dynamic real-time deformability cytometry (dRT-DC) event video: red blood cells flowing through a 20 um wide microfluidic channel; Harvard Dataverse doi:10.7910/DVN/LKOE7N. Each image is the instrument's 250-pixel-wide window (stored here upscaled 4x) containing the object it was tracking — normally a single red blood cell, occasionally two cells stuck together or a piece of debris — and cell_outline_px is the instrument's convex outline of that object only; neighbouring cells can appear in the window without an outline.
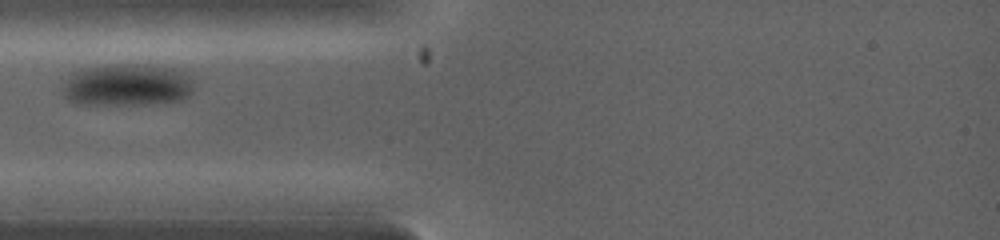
{"species": "common noctule bat (a hibernating species)", "species_latin": "Nyctalus noctula", "temperature_condition": "warm", "stored_images_in_passage": 6, "camera_frame_rate_fps": 5000, "um_per_image_px": 0.085, "animal": {"sex": "female", "body_mass_g": 19.0, "forearm_length_mm": 53.3}, "frame": {"image": 1, "passage_image": 1, "time_ms": 0.0, "image_size_px": [1000, 240], "cell_outline_px": [[192, 92], [188, 96], [180, 100], [144, 104], [76, 104], [68, 100], [64, 96], [64, 84], [68, 76], [72, 72], [80, 68], [116, 64], [148, 64], [172, 68], [184, 72], [192, 80]], "centroid_in_image_um": [10.78, 7.21], "position_along_channel_um": 74.2, "area_um2": 32.37}}
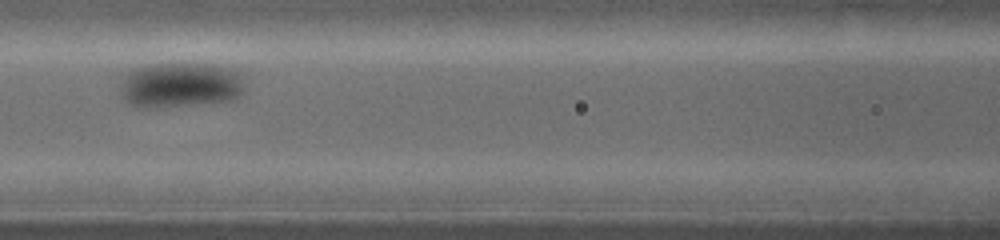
{"frame": {"image": 2, "passage_image": 3, "time_ms": 1.4, "image_size_px": [1000, 240], "cell_outline_px": [[240, 92], [236, 96], [228, 100], [192, 104], [132, 104], [124, 96], [120, 88], [120, 80], [124, 76], [136, 68], [152, 64], [216, 64], [228, 68], [236, 72], [240, 80]], "centroid_in_image_um": [15.3, 7.16], "position_along_channel_um": 151.3, "area_um2": 30.75}}
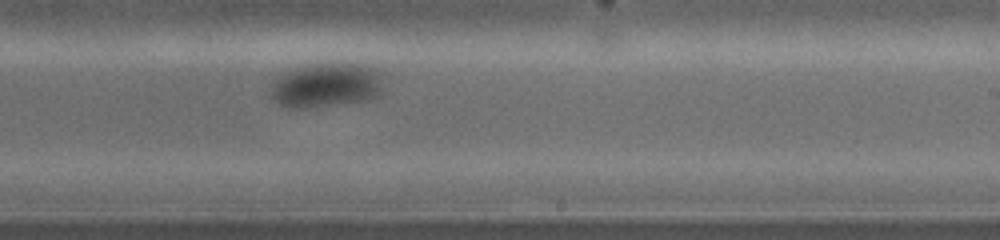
{"frame": {"image": 3, "passage_image": 6, "time_ms": 3.4, "image_size_px": [1000, 240], "cell_outline_px": [[384, 68], [380, 88], [376, 96], [360, 100], [304, 108], [296, 108], [280, 104], [272, 96], [272, 84], [276, 76], [296, 68], [316, 64], [368, 64]], "centroid_in_image_um": [27.78, 7.2], "position_along_channel_um": 261.2, "area_um2": 28.67}}